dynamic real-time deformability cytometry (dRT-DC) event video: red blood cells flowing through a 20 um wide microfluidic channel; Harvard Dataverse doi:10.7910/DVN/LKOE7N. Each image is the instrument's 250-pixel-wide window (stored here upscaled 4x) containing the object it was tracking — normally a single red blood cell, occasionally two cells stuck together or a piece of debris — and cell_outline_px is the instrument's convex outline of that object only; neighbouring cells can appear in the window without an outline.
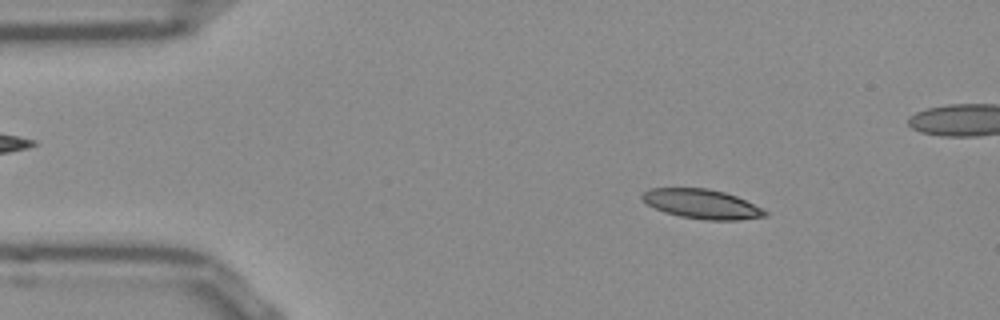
{"species": "Egyptian fruit bat (a non-hibernating species)", "species_latin": "Rousettus aegyptiacus", "temperature_condition": "room temperature", "stored_images_in_passage": 52, "camera_frame_rate_fps": 3000, "um_per_image_px": 0.085, "frame": {"image": 1, "passage_image": 7, "time_ms": 2.0, "image_size_px": [1000, 320], "cell_outline_px": [[768, 212], [764, 216], [736, 220], [704, 220], [680, 216], [664, 212], [648, 204], [640, 196], [648, 188], [708, 188], [724, 192], [736, 196]], "centroid_in_image_um": [59.61, 17.33], "position_along_channel_um": 25.4, "area_um2": 20.75}}
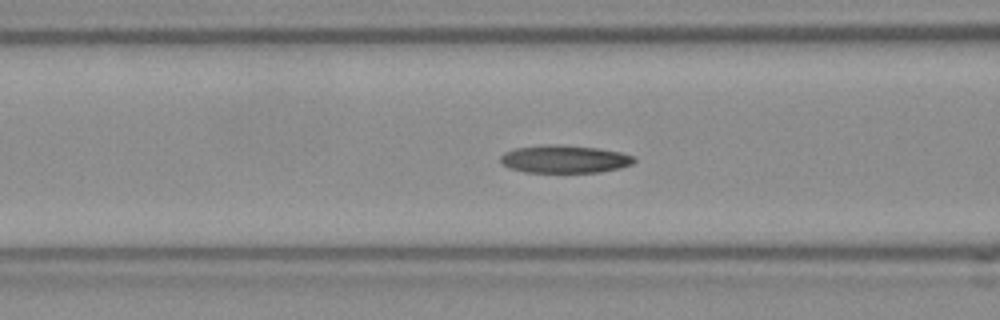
{"frame": {"image": 2, "passage_image": 19, "time_ms": 6.0, "image_size_px": [1000, 320], "cell_outline_px": [[636, 160], [632, 164], [620, 168], [600, 172], [524, 172], [508, 168], [500, 164], [500, 156], [504, 152], [516, 148], [548, 144], [556, 144], [596, 148], [620, 152], [636, 156]], "centroid_in_image_um": [47.97, 13.53], "position_along_channel_um": 118.6, "area_um2": 21.79}}
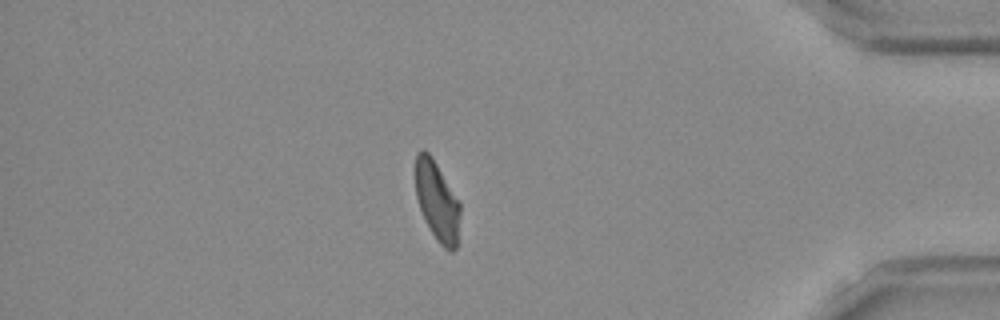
{"frame": {"image": 3, "passage_image": 44, "time_ms": 14.333, "image_size_px": [1000, 320], "cell_outline_px": [[460, 212], [456, 248], [452, 252], [448, 252], [436, 240], [420, 208], [416, 196], [416, 152], [424, 148], [428, 152], [436, 164], [460, 204]], "centroid_in_image_um": [37.15, 17.11], "position_along_channel_um": 398.1, "area_um2": 20.17}, "authors_computed_cell_mechanics": {"area_um2": 21.1837, "velocity_mm_per_s": 3.8324, "shape_relaxation_time_tau1_ms": null, "shape_relaxation_time_tau2_ms": 4.5314, "deformation_change_tau1": null, "deformation_change_tau2": 0.1298}}